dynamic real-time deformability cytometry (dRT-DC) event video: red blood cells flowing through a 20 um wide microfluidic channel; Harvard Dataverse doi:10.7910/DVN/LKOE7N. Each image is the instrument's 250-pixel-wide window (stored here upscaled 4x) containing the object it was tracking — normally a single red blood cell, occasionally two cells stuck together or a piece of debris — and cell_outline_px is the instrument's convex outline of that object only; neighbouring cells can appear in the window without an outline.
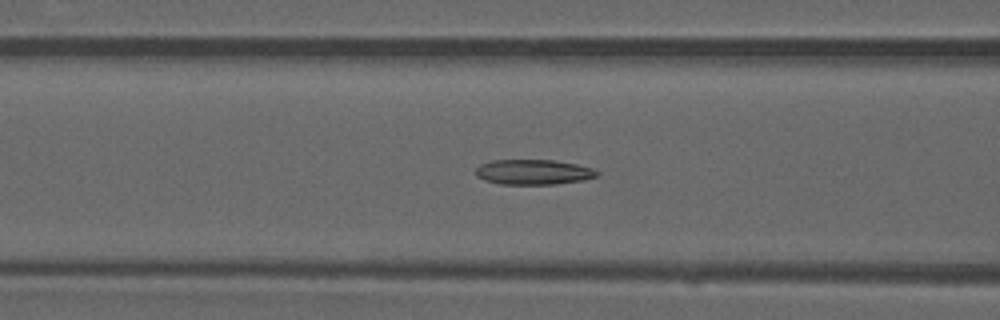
{"species": "common noctule bat (a hibernating species)", "species_latin": "Nyctalus noctula", "temperature_condition": "warm", "stored_images_in_passage": 50, "camera_frame_rate_fps": 3000, "um_per_image_px": 0.085, "animal": {"sex": "male", "forearm_length_mm": 52.5}, "frame": {"image": 1, "passage_image": 20, "time_ms": 6.333, "image_size_px": [1000, 320], "cell_outline_px": [[600, 172], [596, 176], [584, 180], [556, 184], [500, 184], [484, 180], [476, 176], [476, 168], [480, 164], [492, 160], [552, 160], [576, 164], [592, 168]], "centroid_in_image_um": [45.32, 14.62], "position_along_channel_um": 121.3, "area_um2": 17.74}}
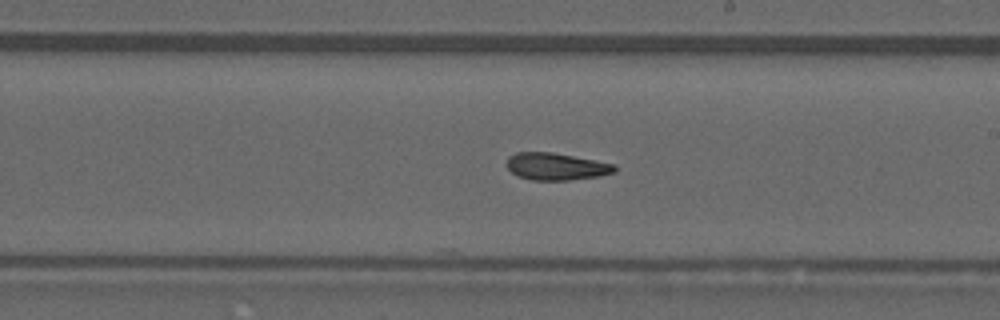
{"frame": {"image": 2, "passage_image": 29, "time_ms": 9.333, "image_size_px": [1000, 320], "cell_outline_px": [[616, 172], [600, 176], [568, 180], [532, 180], [516, 176], [504, 164], [508, 156], [516, 152], [552, 152], [596, 160], [616, 164]], "centroid_in_image_um": [47.25, 14.15], "position_along_channel_um": 241.7, "area_um2": 17.34}}
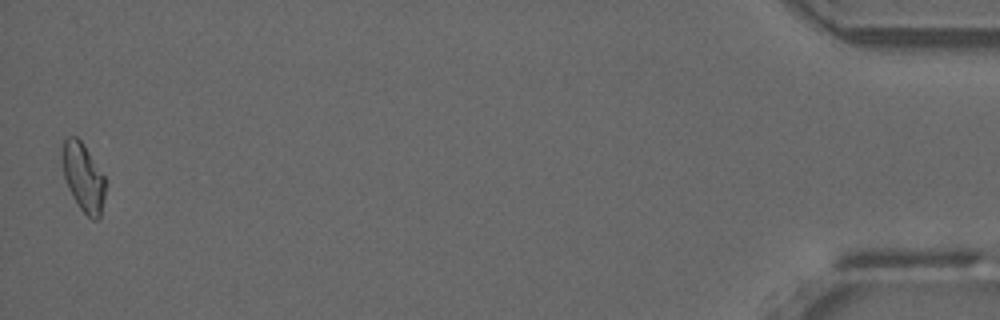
{"frame": {"image": 3, "passage_image": 50, "time_ms": 16.333, "image_size_px": [1000, 320], "cell_outline_px": [[104, 196], [100, 216], [96, 220], [92, 220], [80, 208], [68, 188], [64, 176], [60, 152], [64, 136], [76, 136], [80, 140], [104, 176]], "centroid_in_image_um": [7.03, 15.03], "position_along_channel_um": 428.2, "area_um2": 16.99}, "authors_computed_cell_mechanics": {"area_um2": 17.5134, "velocity_mm_per_s": 4.0216, "shape_relaxation_time_tau1_ms": null, "shape_relaxation_time_tau2_ms": 5.3509, "deformation_change_tau1": null, "deformation_change_tau2": 0.1336}}